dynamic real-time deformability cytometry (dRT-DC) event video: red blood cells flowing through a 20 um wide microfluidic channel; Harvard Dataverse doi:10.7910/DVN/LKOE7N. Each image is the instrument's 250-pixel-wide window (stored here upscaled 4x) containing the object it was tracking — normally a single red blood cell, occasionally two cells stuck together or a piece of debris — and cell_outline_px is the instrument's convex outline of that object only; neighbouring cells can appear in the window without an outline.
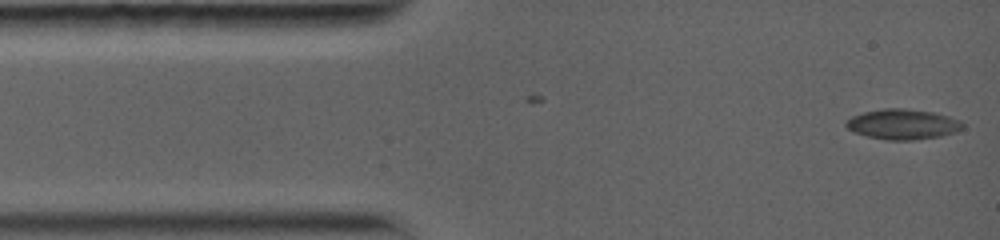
{"species": "common noctule bat (a hibernating species)", "species_latin": "Nyctalus noctula", "temperature_condition": "warm", "stored_images_in_passage": 8, "camera_frame_rate_fps": 5000, "um_per_image_px": 0.085, "animal": {"sex": "female", "body_mass_g": 19.0, "forearm_length_mm": 56.7}, "frame": {"image": 1, "passage_image": 1, "time_ms": 0.0, "image_size_px": [1000, 240], "cell_outline_px": [[964, 128], [956, 132], [940, 136], [912, 140], [888, 140], [868, 136], [856, 132], [848, 128], [844, 124], [852, 116], [864, 112], [884, 108], [904, 108], [932, 112], [948, 116], [960, 120], [964, 124]], "centroid_in_image_um": [76.77, 10.56], "position_along_channel_um": 8.2, "area_um2": 20.4}}
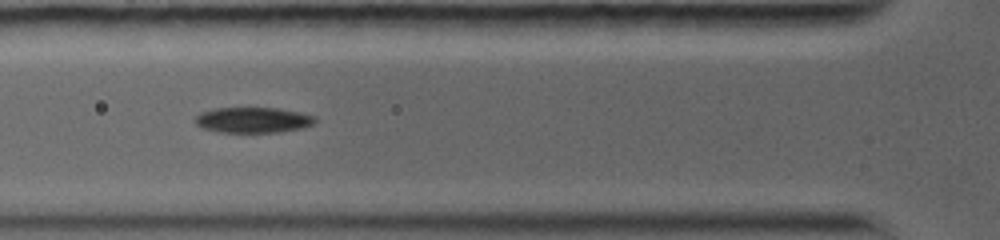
{"frame": {"image": 2, "passage_image": 6, "time_ms": 4.2, "image_size_px": [1000, 240], "cell_outline_px": [[316, 120], [312, 124], [304, 128], [280, 132], [220, 132], [204, 128], [196, 124], [196, 116], [200, 112], [216, 108], [276, 108], [300, 112], [316, 116]], "centroid_in_image_um": [21.54, 10.2], "position_along_channel_um": 104.3, "area_um2": 17.8}}
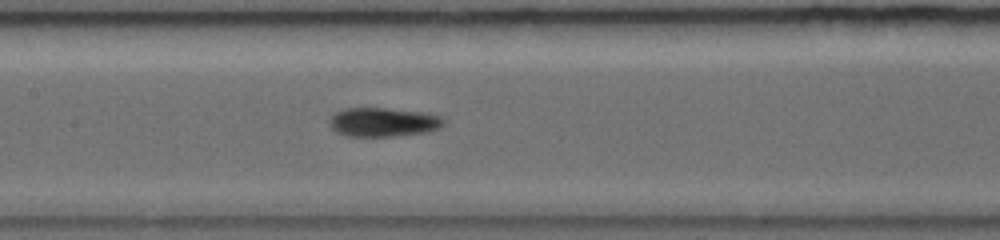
{"frame": {"image": 3, "passage_image": 8, "time_ms": 6.0, "image_size_px": [1000, 240], "cell_outline_px": [[444, 124], [440, 128], [428, 132], [392, 136], [348, 136], [336, 132], [328, 124], [328, 120], [336, 112], [344, 108], [384, 108], [424, 112], [440, 116], [444, 120]], "centroid_in_image_um": [32.56, 10.38], "position_along_channel_um": 174.8, "area_um2": 19.36}}